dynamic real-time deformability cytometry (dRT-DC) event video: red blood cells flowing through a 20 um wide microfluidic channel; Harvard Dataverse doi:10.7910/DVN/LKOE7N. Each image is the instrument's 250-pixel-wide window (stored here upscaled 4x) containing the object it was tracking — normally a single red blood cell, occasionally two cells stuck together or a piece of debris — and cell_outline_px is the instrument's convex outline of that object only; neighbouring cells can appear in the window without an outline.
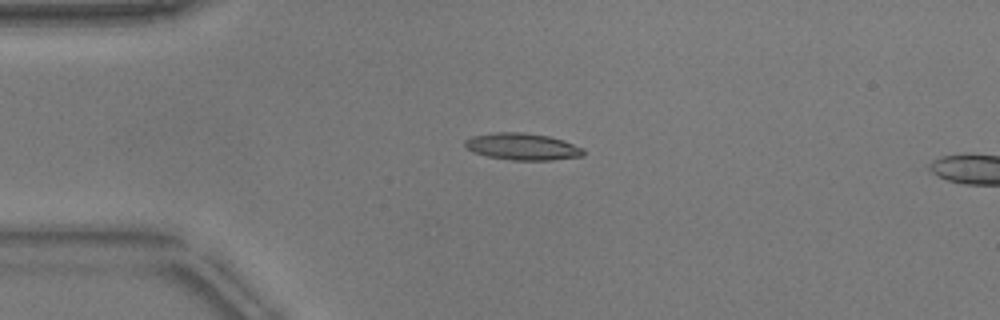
{"species": "common noctule bat (a hibernating species)", "species_latin": "Nyctalus noctula", "temperature_condition": "warm", "stored_images_in_passage": 18, "camera_frame_rate_fps": 3000, "um_per_image_px": 0.085, "animal": {"sex": "male", "body_mass_g": 17.9}, "frame": {"image": 1, "passage_image": 1, "time_ms": 0.0, "image_size_px": [1000, 320], "cell_outline_px": [[584, 156], [552, 160], [512, 160], [488, 156], [472, 152], [464, 144], [464, 140], [472, 136], [496, 132], [524, 132], [548, 136], [564, 140], [584, 148]], "centroid_in_image_um": [44.43, 12.46], "position_along_channel_um": 40.6, "area_um2": 18.61}}
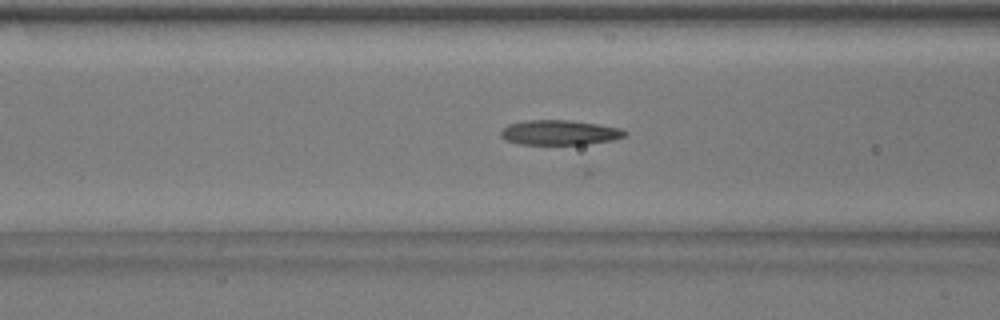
{"frame": {"image": 2, "passage_image": 9, "time_ms": 2.667, "image_size_px": [1000, 320], "cell_outline_px": [[628, 132], [624, 136], [612, 140], [584, 144], [520, 144], [504, 140], [500, 136], [500, 132], [508, 124], [528, 120], [568, 120], [596, 124], [620, 128]], "centroid_in_image_um": [47.52, 11.26], "position_along_channel_um": 119.1, "area_um2": 17.8}}